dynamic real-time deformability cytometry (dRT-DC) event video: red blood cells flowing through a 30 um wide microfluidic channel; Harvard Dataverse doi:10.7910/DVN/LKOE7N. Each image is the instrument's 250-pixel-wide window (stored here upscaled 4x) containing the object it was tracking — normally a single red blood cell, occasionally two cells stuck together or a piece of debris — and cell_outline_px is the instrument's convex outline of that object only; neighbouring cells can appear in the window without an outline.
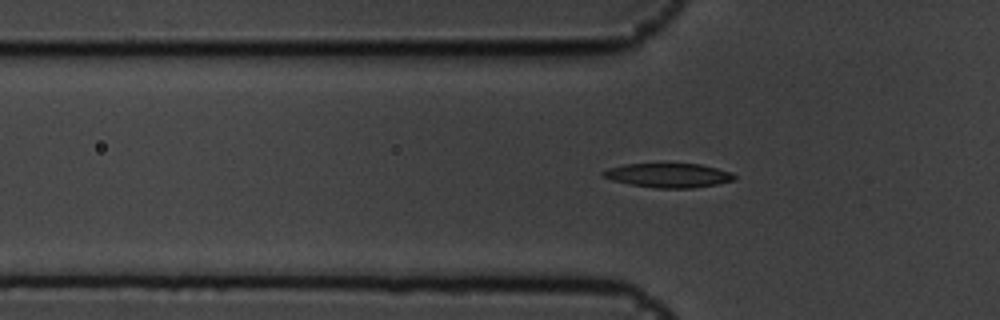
{"species": "common noctule bat (a hibernating species)", "species_latin": "Nyctalus noctula", "temperature_condition": "cold", "stored_images_in_passage": 57, "camera_frame_rate_fps": 3000, "um_per_image_px": 0.085, "animal": {"sex": "male", "body_mass_g": 19.5, "forearm_length_mm": 54.6}, "frame": {"image": 1, "passage_image": 18, "time_ms": 5.667, "image_size_px": [1000, 320], "cell_outline_px": [[736, 180], [716, 184], [692, 188], [656, 188], [628, 184], [612, 180], [604, 176], [600, 172], [608, 168], [624, 164], [700, 164], [732, 172], [736, 176]], "centroid_in_image_um": [56.82, 14.91], "position_along_channel_um": 69.0, "area_um2": 18.5}}
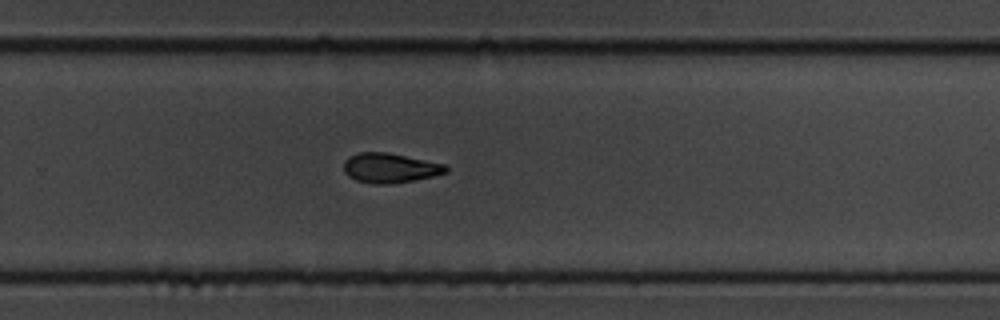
{"frame": {"image": 2, "passage_image": 37, "time_ms": 12.0, "image_size_px": [1000, 320], "cell_outline_px": [[448, 172], [432, 176], [412, 180], [384, 184], [376, 184], [356, 180], [348, 176], [344, 172], [344, 160], [348, 156], [360, 152], [388, 152], [444, 164], [448, 168]], "centroid_in_image_um": [33.11, 14.26], "position_along_channel_um": 296.7, "area_um2": 17.51}}
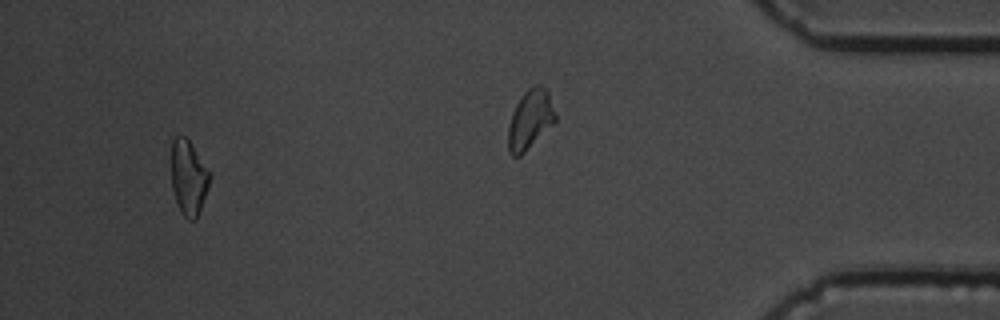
{"frame": {"image": 3, "passage_image": 53, "time_ms": 17.333, "image_size_px": [1000, 320], "cell_outline_px": [[212, 176], [200, 212], [196, 220], [188, 220], [180, 212], [176, 204], [172, 188], [172, 140], [176, 136], [184, 136], [188, 140]], "centroid_in_image_um": [16.03, 15.16], "position_along_channel_um": 419.2, "area_um2": 16.7}, "authors_computed_cell_mechanics": {"area_um2": 17.6868, "velocity_mm_per_s": 3.606, "shape_relaxation_time_tau1_ms": 3.654, "shape_relaxation_time_tau2_ms": 2.6721, "deformation_change_tau1": 0.1347, "deformation_change_tau2": 0.0921}}